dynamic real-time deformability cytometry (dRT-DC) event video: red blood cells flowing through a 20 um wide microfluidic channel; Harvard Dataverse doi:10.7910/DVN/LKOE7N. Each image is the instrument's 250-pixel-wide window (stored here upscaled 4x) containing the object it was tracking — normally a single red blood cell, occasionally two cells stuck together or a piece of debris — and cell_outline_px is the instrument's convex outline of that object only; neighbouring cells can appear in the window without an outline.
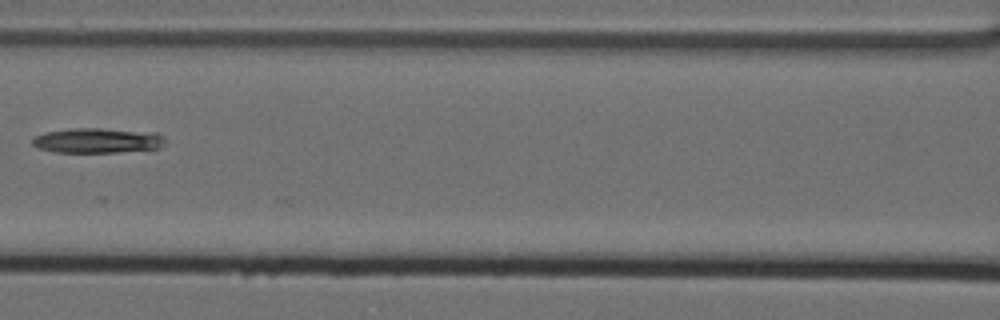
{"species": "Egyptian fruit bat (a non-hibernating species)", "species_latin": "Rousettus aegyptiacus", "temperature_condition": "cold", "stored_images_in_passage": 17, "camera_frame_rate_fps": 3000, "um_per_image_px": 0.085, "animal": {"sex": "female"}, "frame": {"image": 1, "passage_image": 8, "time_ms": 2.333, "image_size_px": [1000, 320], "cell_outline_px": [[164, 144], [160, 148], [116, 152], [56, 152], [40, 148], [32, 144], [32, 140], [36, 136], [44, 132], [72, 128], [100, 128], [156, 132], [164, 136]], "centroid_in_image_um": [8.31, 11.93], "position_along_channel_um": 158.3, "area_um2": 19.31}}
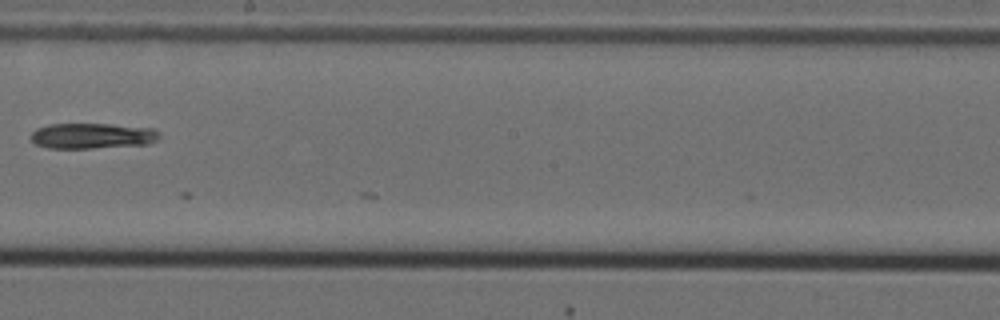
{"frame": {"image": 2, "passage_image": 10, "time_ms": 3.0, "image_size_px": [1000, 320], "cell_outline_px": [[160, 136], [156, 140], [148, 144], [92, 148], [48, 148], [36, 144], [28, 136], [36, 128], [48, 124], [108, 124], [156, 128]], "centroid_in_image_um": [7.82, 11.54], "position_along_channel_um": 240.4, "area_um2": 19.25}}
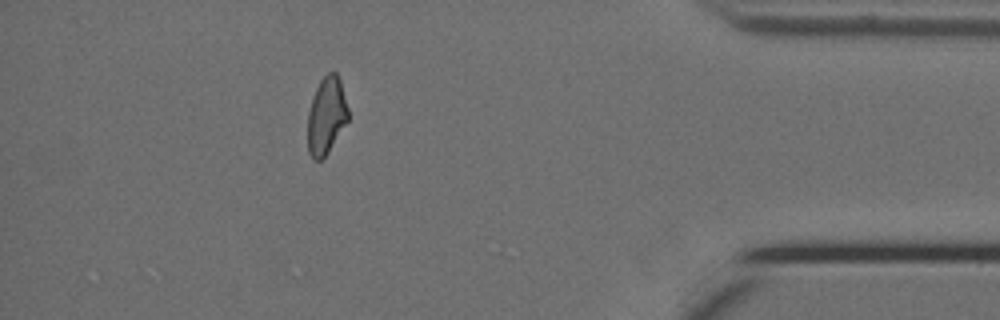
{"frame": {"image": 3, "passage_image": 16, "time_ms": 5.0, "image_size_px": [1000, 320], "cell_outline_px": [[348, 120], [328, 152], [320, 160], [312, 160], [308, 152], [308, 112], [316, 88], [320, 80], [328, 72], [336, 72], [340, 80], [348, 108]], "centroid_in_image_um": [27.74, 9.84], "position_along_channel_um": 407.5, "area_um2": 18.03}}